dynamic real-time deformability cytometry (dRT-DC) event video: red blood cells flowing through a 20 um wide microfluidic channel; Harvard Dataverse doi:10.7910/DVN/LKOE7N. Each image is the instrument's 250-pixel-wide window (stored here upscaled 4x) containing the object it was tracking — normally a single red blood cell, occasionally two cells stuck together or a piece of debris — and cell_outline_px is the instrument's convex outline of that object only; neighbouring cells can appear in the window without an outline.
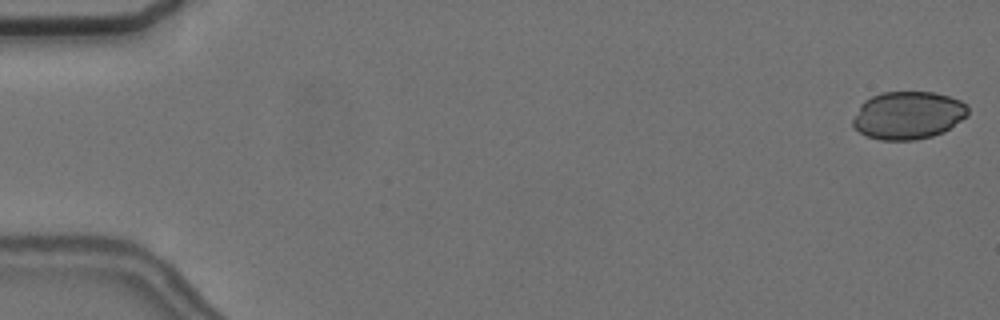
{"species": "common noctule bat (a hibernating species)", "species_latin": "Nyctalus noctula", "temperature_condition": "cold", "stored_images_in_passage": 17, "camera_frame_rate_fps": 3000, "um_per_image_px": 0.085, "animal": {"sex": "female", "body_mass_g": 24.6, "forearm_length_mm": 56.2}, "frame": {"image": 1, "passage_image": 1, "time_ms": 0.0, "image_size_px": [1000, 320], "cell_outline_px": [[964, 116], [952, 124], [936, 132], [924, 136], [872, 136], [864, 132], [860, 128], [880, 96], [896, 92], [920, 92], [944, 96], [956, 100], [964, 104]], "centroid_in_image_um": [77.5, 9.74], "position_along_channel_um": 7.5, "area_um2": 25.72}}